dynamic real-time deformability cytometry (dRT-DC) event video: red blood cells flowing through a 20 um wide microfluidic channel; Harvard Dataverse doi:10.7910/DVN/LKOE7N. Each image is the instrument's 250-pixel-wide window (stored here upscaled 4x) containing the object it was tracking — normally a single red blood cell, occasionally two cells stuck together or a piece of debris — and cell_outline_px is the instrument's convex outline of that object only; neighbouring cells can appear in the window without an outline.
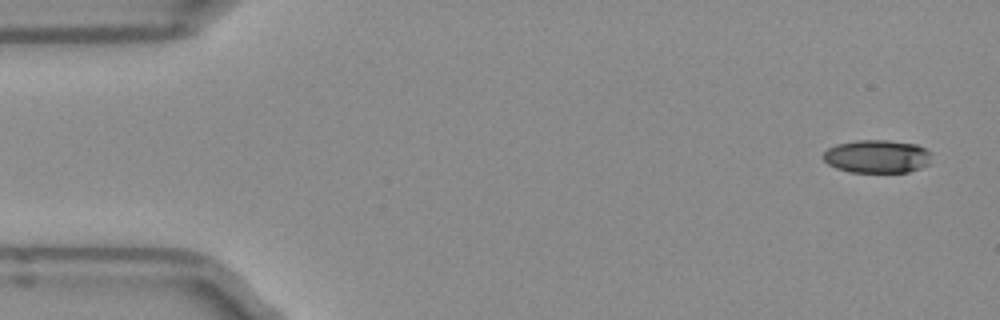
{"species": "Egyptian fruit bat (a non-hibernating species)", "species_latin": "Rousettus aegyptiacus", "temperature_condition": "room temperature", "stored_images_in_passage": 7, "camera_frame_rate_fps": 3000, "um_per_image_px": 0.085, "frame": {"image": 1, "passage_image": 1, "time_ms": 0.0, "image_size_px": [1000, 320], "cell_outline_px": [[928, 164], [920, 168], [908, 172], [848, 172], [836, 168], [828, 164], [824, 160], [824, 152], [828, 148], [836, 144], [856, 140], [888, 140], [916, 144], [924, 148], [928, 152]], "centroid_in_image_um": [74.5, 13.29], "position_along_channel_um": 10.5, "area_um2": 20.75}}
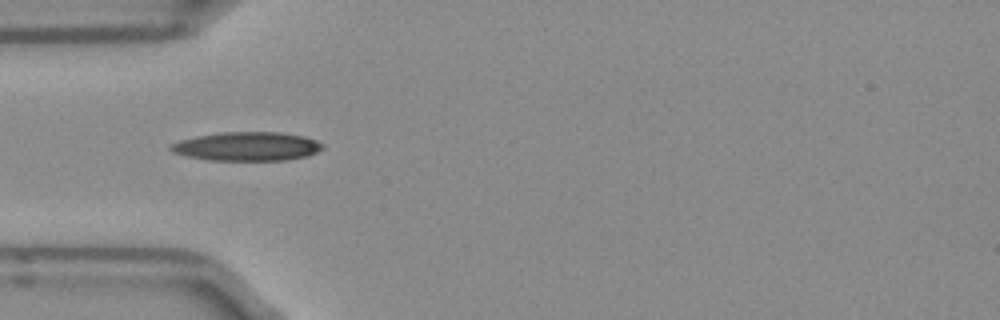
{"frame": {"image": 2, "passage_image": 4, "time_ms": 1.0, "image_size_px": [1000, 320], "cell_outline_px": [[324, 148], [308, 156], [284, 160], [208, 160], [188, 156], [172, 152], [168, 148], [172, 144], [180, 140], [196, 136], [220, 132], [280, 132], [304, 136], [316, 140], [324, 144]], "centroid_in_image_um": [21.01, 12.44], "position_along_channel_um": 64.0, "area_um2": 25.55}}